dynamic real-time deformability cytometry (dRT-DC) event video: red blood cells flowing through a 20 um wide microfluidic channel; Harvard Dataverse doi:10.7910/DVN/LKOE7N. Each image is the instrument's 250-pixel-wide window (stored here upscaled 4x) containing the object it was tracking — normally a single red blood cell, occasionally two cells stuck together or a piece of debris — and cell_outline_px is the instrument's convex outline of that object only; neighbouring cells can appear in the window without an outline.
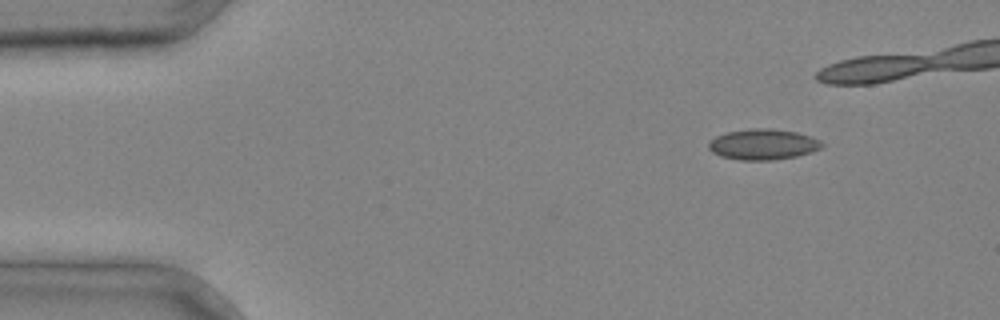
{"species": "common noctule bat (a hibernating species)", "species_latin": "Nyctalus noctula", "temperature_condition": "cold", "stored_images_in_passage": 6, "camera_frame_rate_fps": 3000, "um_per_image_px": 0.085, "animal": {"sex": "male", "body_mass_g": 20.4}, "frame": {"image": 1, "passage_image": 1, "time_ms": 0.0, "image_size_px": [1000, 320], "cell_outline_px": [[824, 144], [820, 148], [812, 152], [796, 156], [772, 160], [740, 160], [720, 156], [712, 152], [708, 148], [708, 140], [716, 136], [728, 132], [752, 128], [772, 128], [796, 132], [812, 136], [820, 140]], "centroid_in_image_um": [64.85, 12.27], "position_along_channel_um": 20.2, "area_um2": 20.4}}